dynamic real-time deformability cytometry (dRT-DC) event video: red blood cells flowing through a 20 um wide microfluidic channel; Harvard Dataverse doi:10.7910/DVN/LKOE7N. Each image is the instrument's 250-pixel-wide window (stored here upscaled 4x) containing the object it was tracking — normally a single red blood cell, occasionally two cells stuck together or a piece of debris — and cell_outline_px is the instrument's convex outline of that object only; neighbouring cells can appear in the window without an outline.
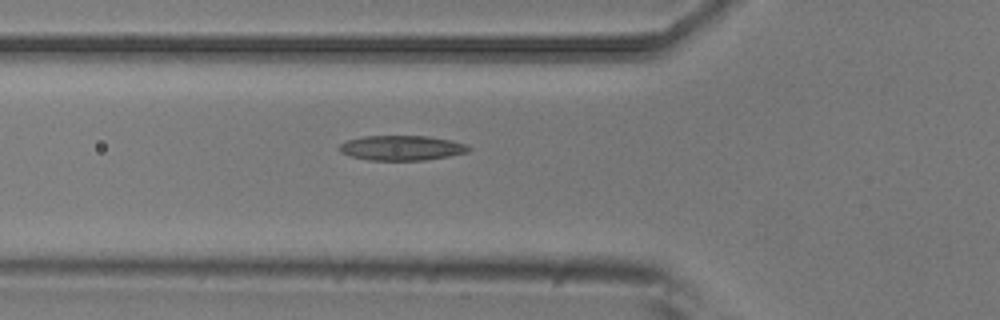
{"species": "common noctule bat (a hibernating species)", "species_latin": "Nyctalus noctula", "temperature_condition": "room temperature", "stored_images_in_passage": 6, "camera_frame_rate_fps": 3000, "um_per_image_px": 0.085, "animal": {"sex": "male", "body_mass_g": 20.5, "forearm_length_mm": 52.5}, "frame": {"image": 1, "passage_image": 6, "time_ms": 1.667, "image_size_px": [1000, 320], "cell_outline_px": [[472, 148], [468, 152], [448, 156], [424, 160], [368, 160], [352, 156], [340, 152], [336, 148], [340, 144], [348, 140], [364, 136], [428, 136], [452, 140], [468, 144]], "centroid_in_image_um": [34.16, 12.57], "position_along_channel_um": 91.6, "area_um2": 18.84}}